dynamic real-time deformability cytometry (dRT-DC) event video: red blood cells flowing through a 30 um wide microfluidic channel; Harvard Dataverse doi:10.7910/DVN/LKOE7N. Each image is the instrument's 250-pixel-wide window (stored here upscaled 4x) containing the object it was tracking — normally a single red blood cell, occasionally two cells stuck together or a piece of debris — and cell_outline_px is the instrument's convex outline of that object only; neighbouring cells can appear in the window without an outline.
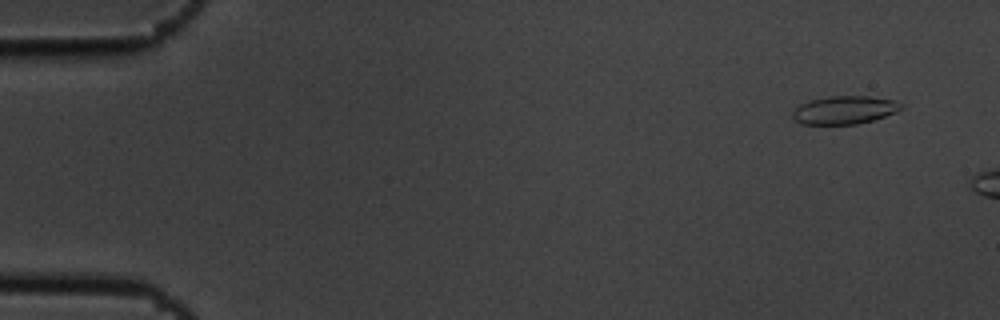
{"species": "common noctule bat (a hibernating species)", "species_latin": "Nyctalus noctula", "temperature_condition": "cold", "stored_images_in_passage": 3, "camera_frame_rate_fps": 3000, "um_per_image_px": 0.085, "animal": {"sex": "male", "body_mass_g": 19.5, "forearm_length_mm": 54.6}, "frame": {"image": 1, "passage_image": 1, "time_ms": 0.0, "image_size_px": [1000, 320], "cell_outline_px": [[904, 108], [896, 112], [872, 120], [856, 124], [800, 124], [792, 116], [792, 112], [800, 104], [812, 100], [828, 96], [868, 96], [892, 100], [904, 104]], "centroid_in_image_um": [71.79, 9.35], "position_along_channel_um": 13.2, "area_um2": 17.69}}